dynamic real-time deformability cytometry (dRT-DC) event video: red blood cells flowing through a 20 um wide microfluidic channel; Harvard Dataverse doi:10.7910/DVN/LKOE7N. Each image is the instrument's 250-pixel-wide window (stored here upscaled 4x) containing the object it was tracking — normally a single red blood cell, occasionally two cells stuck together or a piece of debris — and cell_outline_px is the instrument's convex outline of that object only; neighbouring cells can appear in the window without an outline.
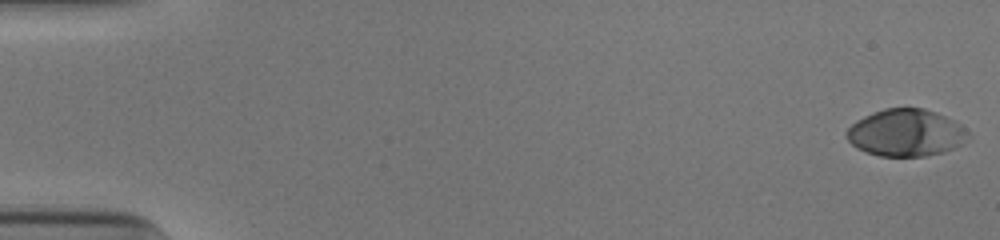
{"species": "human", "species_latin": "Homo sapiens", "temperature_condition": "cold", "stored_images_in_passage": 53, "camera_frame_rate_fps": 3000, "um_per_image_px": 0.085, "donor": {"sex": "male"}, "frame": {"image": 1, "passage_image": 1, "time_ms": 0.0, "image_size_px": [1000, 240], "cell_outline_px": [[972, 136], [960, 144], [944, 152], [924, 156], [880, 156], [856, 148], [848, 140], [848, 128], [856, 120], [872, 112], [884, 108], [924, 108], [936, 112], [960, 124]], "centroid_in_image_um": [77.01, 11.28], "position_along_channel_um": 8.0, "area_um2": 33.18}}
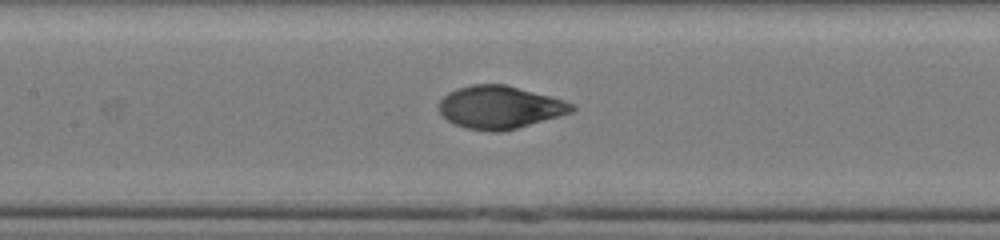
{"frame": {"image": 2, "passage_image": 26, "time_ms": 8.333, "image_size_px": [1000, 240], "cell_outline_px": [[576, 108], [572, 112], [560, 116], [516, 128], [500, 132], [492, 132], [464, 128], [448, 120], [440, 112], [436, 104], [448, 92], [456, 88], [472, 84], [504, 84], [564, 100], [572, 104]], "centroid_in_image_um": [42.44, 9.12], "position_along_channel_um": 165.0, "area_um2": 33.06}}
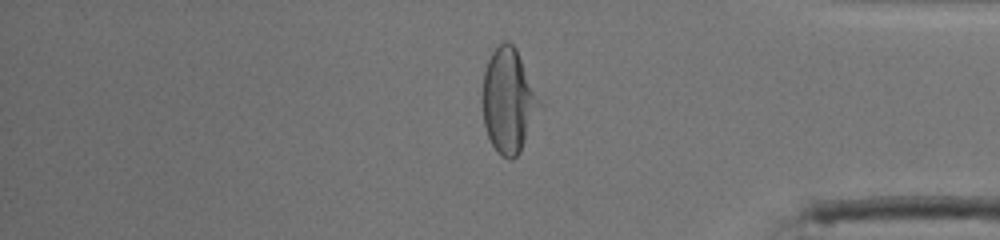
{"frame": {"image": 3, "passage_image": 45, "time_ms": 14.667, "image_size_px": [1000, 240], "cell_outline_px": [[544, 104], [520, 152], [512, 160], [508, 160], [500, 156], [496, 152], [488, 136], [484, 124], [484, 72], [488, 60], [492, 52], [504, 40], [512, 44], [516, 48]], "centroid_in_image_um": [43.28, 8.6], "position_along_channel_um": 391.9, "area_um2": 34.85}, "authors_computed_cell_mechanics": {"area_um2": 33.524, "velocity_mm_per_s": 3.8867, "shape_relaxation_time_tau1_ms": 4.2935, "shape_relaxation_time_tau2_ms": null, "deformation_change_tau1": 0.2164, "deformation_change_tau2": null}}